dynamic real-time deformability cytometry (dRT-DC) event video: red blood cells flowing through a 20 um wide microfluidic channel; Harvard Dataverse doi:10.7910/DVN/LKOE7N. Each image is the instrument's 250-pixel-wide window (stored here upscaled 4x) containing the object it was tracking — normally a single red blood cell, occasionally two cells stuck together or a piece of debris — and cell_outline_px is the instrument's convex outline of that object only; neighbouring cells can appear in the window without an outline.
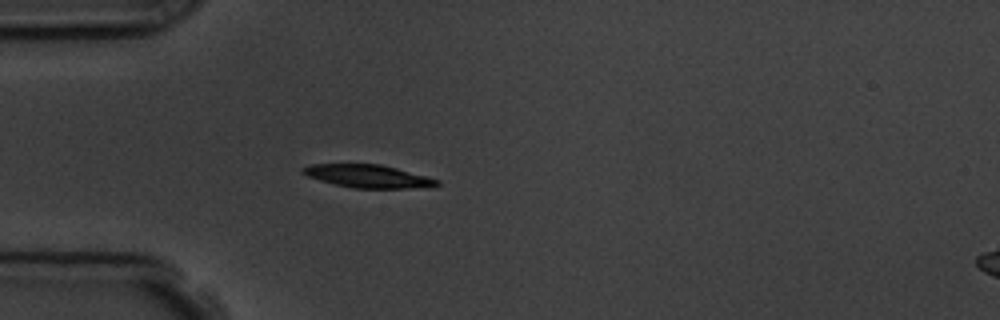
{"species": "common noctule bat (a hibernating species)", "species_latin": "Nyctalus noctula", "temperature_condition": "room temperature", "stored_images_in_passage": 1, "camera_frame_rate_fps": 3000, "um_per_image_px": 0.085, "animal": {"sex": "male", "body_mass_g": 19.5, "forearm_length_mm": 54.6}, "frame": {"image": 1, "passage_image": 1, "time_ms": 0.0, "image_size_px": [1000, 320], "cell_outline_px": [[440, 184], [432, 188], [352, 188], [320, 180], [308, 176], [300, 172], [300, 168], [308, 164], [380, 164], [396, 168], [440, 180]], "centroid_in_image_um": [31.3, 14.98], "position_along_channel_um": 53.7, "area_um2": 18.03}}